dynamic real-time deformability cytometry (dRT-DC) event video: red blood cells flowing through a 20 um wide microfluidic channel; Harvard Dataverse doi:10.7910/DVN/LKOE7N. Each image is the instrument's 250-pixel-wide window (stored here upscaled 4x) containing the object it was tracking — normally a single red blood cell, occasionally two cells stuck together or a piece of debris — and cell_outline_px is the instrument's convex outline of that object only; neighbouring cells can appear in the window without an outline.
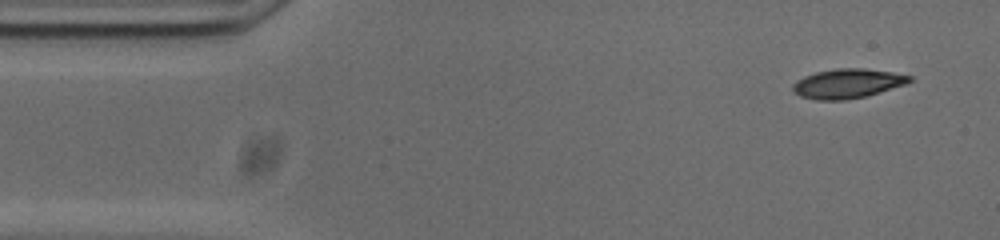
{"species": "common noctule bat (a hibernating species)", "species_latin": "Nyctalus noctula", "temperature_condition": "cold", "stored_images_in_passage": 51, "camera_frame_rate_fps": 3000, "um_per_image_px": 0.085, "animal": {"sex": "male", "body_mass_g": 20.0, "forearm_length_mm": 53.3}, "frame": {"image": 1, "passage_image": 1, "time_ms": 0.0, "image_size_px": [1000, 240], "cell_outline_px": [[912, 80], [904, 84], [864, 96], [844, 100], [816, 100], [800, 96], [792, 88], [792, 84], [796, 80], [804, 76], [816, 72], [836, 68], [864, 68], [892, 72], [912, 76]], "centroid_in_image_um": [71.99, 7.09], "position_along_channel_um": 13.0, "area_um2": 19.77}}
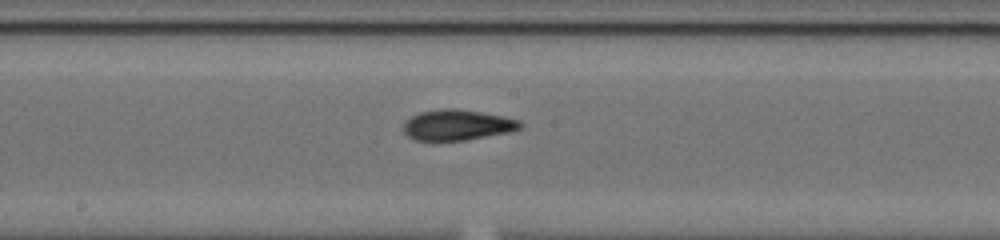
{"frame": {"image": 2, "passage_image": 24, "time_ms": 7.667, "image_size_px": [1000, 240], "cell_outline_px": [[524, 124], [520, 128], [508, 132], [464, 140], [416, 140], [408, 136], [404, 132], [404, 124], [412, 116], [420, 112], [440, 108], [456, 108], [504, 116], [520, 120]], "centroid_in_image_um": [38.89, 10.61], "position_along_channel_um": 209.3, "area_um2": 20.63}}
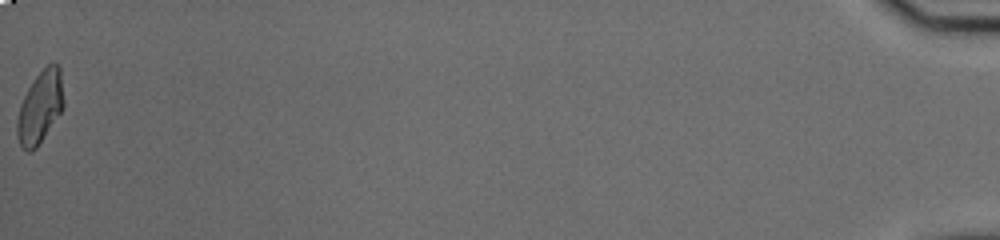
{"frame": {"image": 3, "passage_image": 51, "time_ms": 16.667, "image_size_px": [1000, 240], "cell_outline_px": [[64, 108], [36, 148], [32, 152], [28, 152], [20, 144], [16, 132], [16, 120], [20, 104], [28, 88], [36, 76], [48, 64], [56, 64], [60, 68], [64, 100]], "centroid_in_image_um": [3.41, 9.13], "position_along_channel_um": 431.8, "area_um2": 19.54}, "authors_computed_cell_mechanics": {"area_um2": 20.1722, "velocity_mm_per_s": 3.7435, "shape_relaxation_time_tau1_ms": 8.5044, "shape_relaxation_time_tau2_ms": 2.3752, "deformation_change_tau1": 0.2587, "deformation_change_tau2": 0.083}}